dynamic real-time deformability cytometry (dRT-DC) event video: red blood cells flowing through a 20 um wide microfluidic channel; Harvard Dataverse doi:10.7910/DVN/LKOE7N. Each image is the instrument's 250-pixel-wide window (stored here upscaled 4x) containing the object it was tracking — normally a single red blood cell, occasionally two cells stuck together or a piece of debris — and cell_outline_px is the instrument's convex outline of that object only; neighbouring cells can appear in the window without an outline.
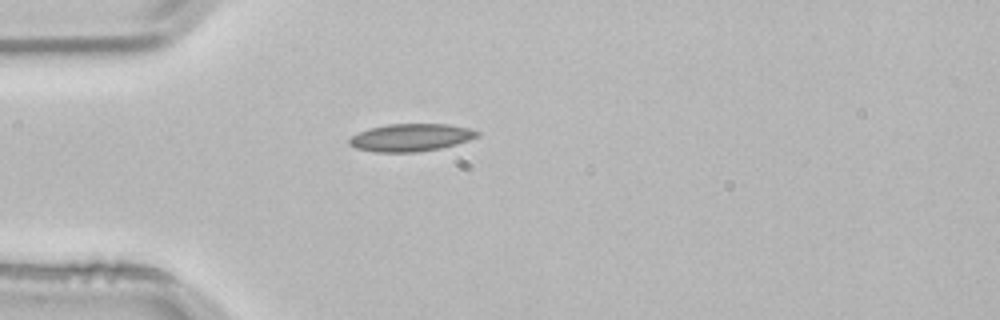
{"species": "common noctule bat (a hibernating species)", "species_latin": "Nyctalus noctula", "temperature_condition": "room temperature", "stored_images_in_passage": 1, "camera_frame_rate_fps": 3000, "um_per_image_px": 0.085, "animal": {"sex": "male", "body_mass_g": 21.5, "forearm_length_mm": 52.0}, "frame": {"image": 1, "passage_image": 1, "time_ms": 0.0, "image_size_px": [1000, 320], "cell_outline_px": [[480, 136], [456, 144], [440, 148], [416, 152], [376, 152], [356, 148], [348, 144], [348, 140], [352, 136], [368, 128], [388, 124], [448, 124], [468, 128], [480, 132]], "centroid_in_image_um": [34.92, 11.69], "position_along_channel_um": 50.1, "area_um2": 20.52}}